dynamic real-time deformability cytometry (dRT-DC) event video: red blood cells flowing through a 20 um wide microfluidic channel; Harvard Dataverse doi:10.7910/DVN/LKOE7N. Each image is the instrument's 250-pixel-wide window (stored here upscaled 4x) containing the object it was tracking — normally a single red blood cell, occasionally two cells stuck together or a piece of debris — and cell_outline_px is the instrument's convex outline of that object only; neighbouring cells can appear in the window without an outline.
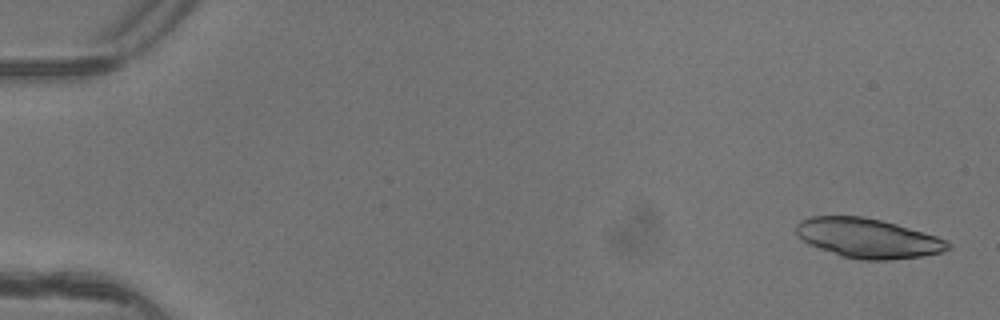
{"species": "common noctule bat (a hibernating species)", "species_latin": "Nyctalus noctula", "temperature_condition": "warm", "stored_images_in_passage": 4, "camera_frame_rate_fps": 3000, "um_per_image_px": 0.085, "animal": {"sex": "female"}, "frame": {"image": 1, "passage_image": 1, "time_ms": 0.0, "image_size_px": [1000, 320], "cell_outline_px": [[952, 248], [940, 252], [924, 256], [888, 260], [860, 260], [840, 256], [808, 244], [796, 232], [796, 224], [800, 220], [812, 216], [864, 216], [896, 224], [924, 232], [948, 240], [952, 244]], "centroid_in_image_um": [73.79, 20.25], "position_along_channel_um": 11.2, "area_um2": 35.08}}